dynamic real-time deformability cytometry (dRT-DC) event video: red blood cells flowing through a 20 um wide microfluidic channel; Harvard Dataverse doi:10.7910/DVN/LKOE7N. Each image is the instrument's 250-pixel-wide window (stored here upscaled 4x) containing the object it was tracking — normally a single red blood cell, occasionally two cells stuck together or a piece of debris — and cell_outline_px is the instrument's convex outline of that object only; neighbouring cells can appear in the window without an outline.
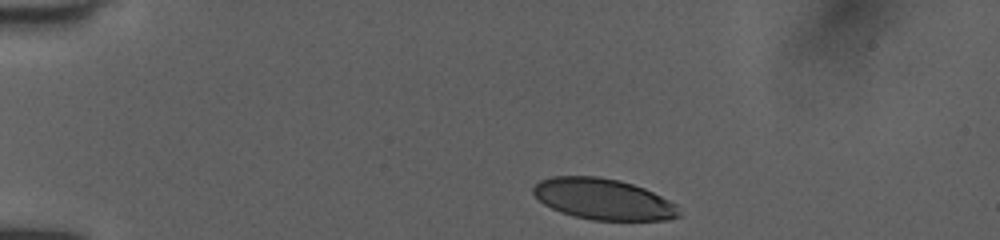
{"species": "human", "species_latin": "Homo sapiens", "temperature_condition": "room temperature", "stored_images_in_passage": 36, "camera_frame_rate_fps": 3000, "um_per_image_px": 0.085, "donor": {"sex": "female"}, "frame": {"image": 1, "passage_image": 1, "time_ms": 0.0, "image_size_px": [1000, 240], "cell_outline_px": [[680, 216], [668, 220], [592, 220], [572, 216], [560, 212], [544, 204], [532, 192], [532, 188], [540, 180], [552, 176], [596, 176], [620, 180], [644, 188], [676, 204], [680, 212]], "centroid_in_image_um": [51.27, 16.93], "position_along_channel_um": 33.7, "area_um2": 34.85}}
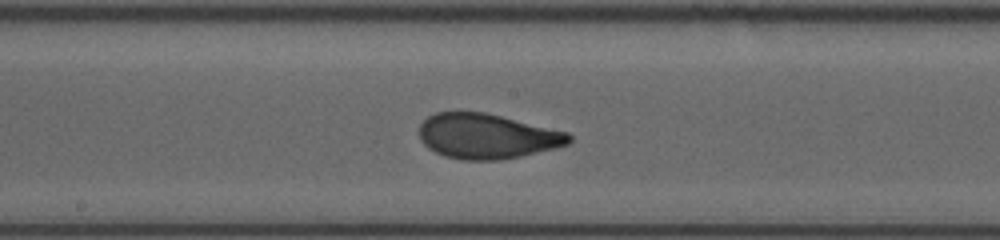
{"frame": {"image": 2, "passage_image": 19, "time_ms": 6.0, "image_size_px": [1000, 240], "cell_outline_px": [[572, 140], [568, 144], [556, 148], [520, 156], [500, 160], [460, 160], [444, 156], [428, 148], [420, 140], [420, 124], [428, 116], [436, 112], [484, 112], [568, 132], [572, 136]], "centroid_in_image_um": [41.39, 11.58], "position_along_channel_um": 206.8, "area_um2": 39.25}}
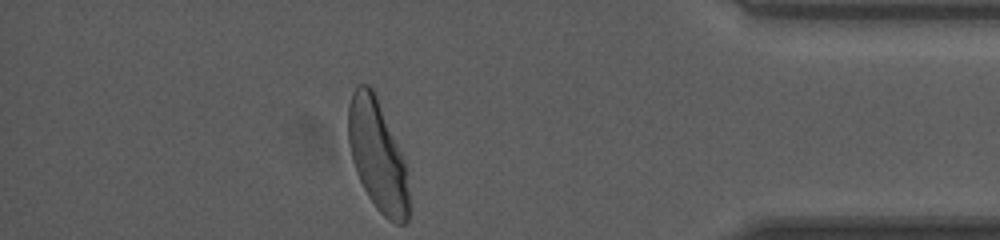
{"frame": {"image": 3, "passage_image": 36, "time_ms": 11.667, "image_size_px": [1000, 240], "cell_outline_px": [[408, 220], [404, 224], [396, 224], [388, 220], [376, 208], [368, 196], [356, 172], [352, 160], [348, 140], [348, 104], [352, 92], [356, 84], [368, 84], [372, 88], [376, 96], [404, 156], [408, 192]], "centroid_in_image_um": [32.07, 13.2], "position_along_channel_um": 403.1, "area_um2": 39.19}, "authors_computed_cell_mechanics": {"area_um2": 39.2751, "velocity_mm_per_s": 4.0314, "shape_relaxation_time_tau1_ms": 3.3218, "shape_relaxation_time_tau2_ms": 0.7792, "deformation_change_tau1": 0.1594, "deformation_change_tau2": 0.0649}}